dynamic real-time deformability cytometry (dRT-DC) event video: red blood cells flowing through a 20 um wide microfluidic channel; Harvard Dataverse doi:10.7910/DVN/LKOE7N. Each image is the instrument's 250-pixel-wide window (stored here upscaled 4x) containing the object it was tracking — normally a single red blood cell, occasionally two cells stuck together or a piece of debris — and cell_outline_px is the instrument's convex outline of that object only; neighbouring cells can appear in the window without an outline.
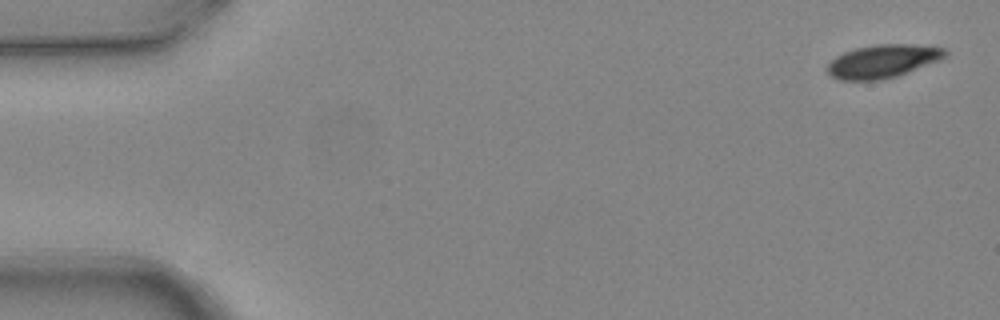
{"species": "common noctule bat (a hibernating species)", "species_latin": "Nyctalus noctula", "temperature_condition": "warm", "stored_images_in_passage": 4, "camera_frame_rate_fps": 3000, "um_per_image_px": 0.085, "animal": {"sex": "female", "body_mass_g": 24.6, "forearm_length_mm": 56.2}, "frame": {"image": 1, "passage_image": 1, "time_ms": 0.0, "image_size_px": [1000, 320], "cell_outline_px": [[948, 52], [940, 60], [896, 76], [880, 80], [840, 80], [832, 76], [824, 68], [836, 56], [844, 52], [856, 48], [876, 44], [908, 44], [944, 48]], "centroid_in_image_um": [75.0, 5.2], "position_along_channel_um": 10.0, "area_um2": 22.6}}
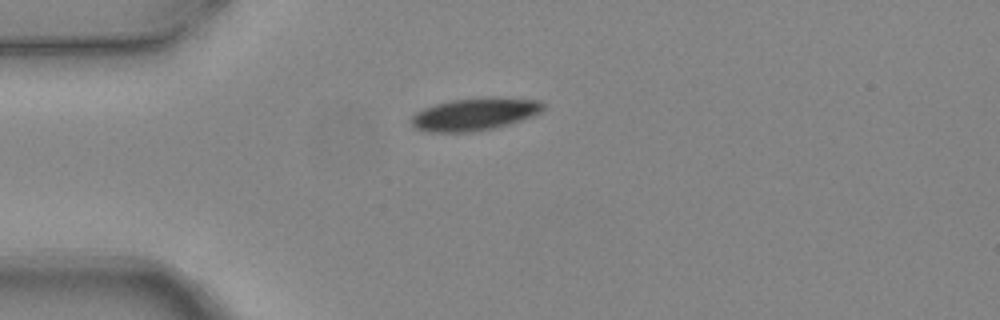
{"frame": {"image": 2, "passage_image": 4, "time_ms": 1.0, "image_size_px": [1000, 320], "cell_outline_px": [[544, 108], [540, 112], [532, 116], [496, 128], [472, 132], [424, 132], [416, 128], [408, 120], [416, 112], [424, 108], [436, 104], [452, 100], [488, 96], [496, 96], [540, 100], [544, 104]], "centroid_in_image_um": [40.35, 9.69], "position_along_channel_um": 44.7, "area_um2": 25.32}}